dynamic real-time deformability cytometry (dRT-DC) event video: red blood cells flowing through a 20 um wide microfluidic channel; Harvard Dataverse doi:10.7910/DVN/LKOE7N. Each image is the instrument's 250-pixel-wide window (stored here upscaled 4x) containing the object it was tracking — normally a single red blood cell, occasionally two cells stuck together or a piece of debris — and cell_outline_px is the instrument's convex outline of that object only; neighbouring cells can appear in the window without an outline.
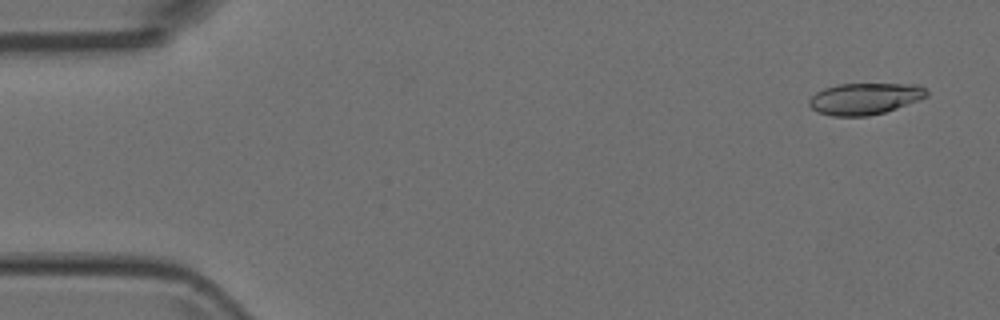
{"species": "Egyptian fruit bat (a non-hibernating species)", "species_latin": "Rousettus aegyptiacus", "temperature_condition": "room temperature", "stored_images_in_passage": 6, "camera_frame_rate_fps": 3000, "um_per_image_px": 0.085, "animal": {"sex": "female"}, "frame": {"image": 1, "passage_image": 1, "time_ms": 0.0, "image_size_px": [1000, 320], "cell_outline_px": [[928, 96], [896, 108], [884, 112], [868, 116], [832, 116], [816, 112], [808, 104], [808, 100], [816, 92], [824, 88], [836, 84], [920, 84], [928, 92]], "centroid_in_image_um": [73.48, 8.38], "position_along_channel_um": 11.5, "area_um2": 21.62}}
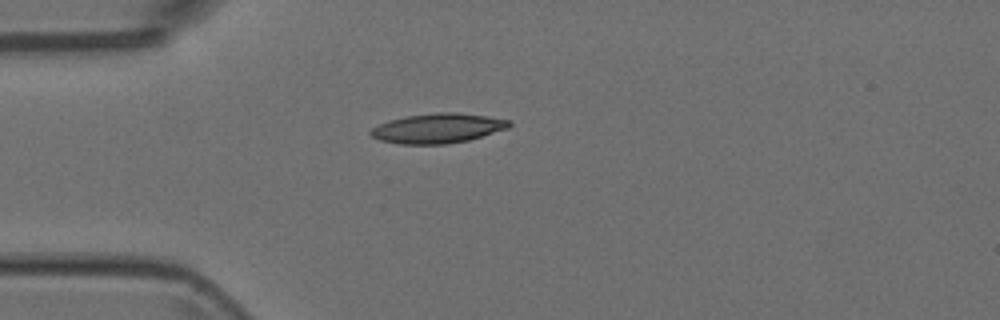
{"frame": {"image": 2, "passage_image": 4, "time_ms": 1.0, "image_size_px": [1000, 320], "cell_outline_px": [[512, 124], [508, 128], [468, 140], [444, 144], [400, 144], [380, 140], [372, 136], [368, 132], [372, 128], [388, 120], [408, 116], [436, 112], [456, 112], [488, 116], [512, 120]], "centroid_in_image_um": [37.23, 10.89], "position_along_channel_um": 47.8, "area_um2": 23.93}}
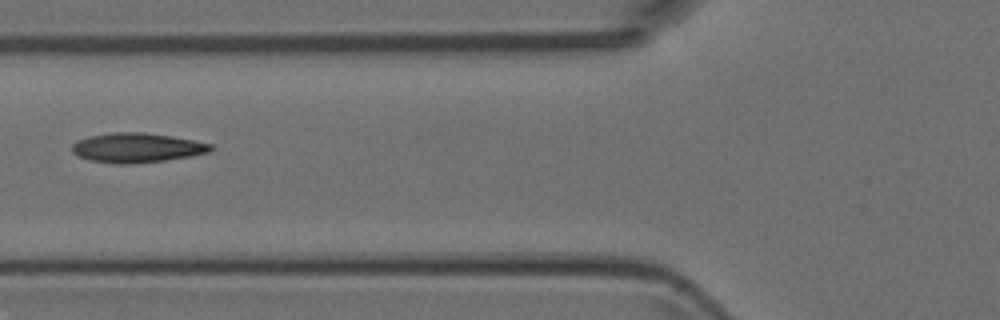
{"frame": {"image": 3, "passage_image": 6, "time_ms": 1.667, "image_size_px": [1000, 320], "cell_outline_px": [[212, 148], [208, 152], [192, 156], [164, 160], [132, 164], [116, 164], [88, 160], [76, 156], [72, 152], [72, 144], [76, 140], [88, 136], [112, 132], [144, 132], [172, 136], [212, 144]], "centroid_in_image_um": [11.57, 12.56], "position_along_channel_um": 114.2, "area_um2": 24.04}}